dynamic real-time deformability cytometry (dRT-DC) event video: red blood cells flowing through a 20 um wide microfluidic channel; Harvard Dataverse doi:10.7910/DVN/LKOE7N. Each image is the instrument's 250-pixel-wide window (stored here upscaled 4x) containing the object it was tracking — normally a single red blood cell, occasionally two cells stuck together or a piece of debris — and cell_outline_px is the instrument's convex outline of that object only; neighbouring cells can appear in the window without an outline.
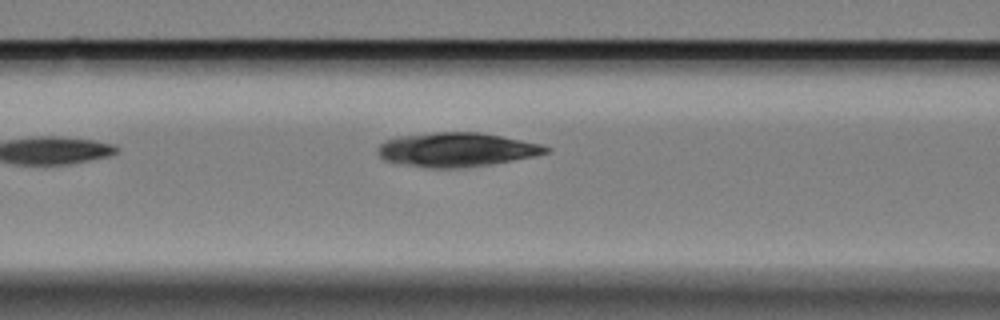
{"species": "Egyptian fruit bat (a non-hibernating species)", "species_latin": "Rousettus aegyptiacus", "temperature_condition": "cold", "stored_images_in_passage": 3, "camera_frame_rate_fps": 3000, "um_per_image_px": 0.085, "animal": {"sex": "female"}, "frame": {"image": 1, "passage_image": 3, "time_ms": 0.667, "image_size_px": [1000, 320], "cell_outline_px": [[552, 152], [536, 156], [492, 164], [456, 168], [432, 168], [384, 160], [376, 152], [376, 148], [384, 140], [400, 136], [436, 132], [480, 132], [544, 144], [552, 148]], "centroid_in_image_um": [38.88, 12.71], "position_along_channel_um": 127.7, "area_um2": 33.52}}